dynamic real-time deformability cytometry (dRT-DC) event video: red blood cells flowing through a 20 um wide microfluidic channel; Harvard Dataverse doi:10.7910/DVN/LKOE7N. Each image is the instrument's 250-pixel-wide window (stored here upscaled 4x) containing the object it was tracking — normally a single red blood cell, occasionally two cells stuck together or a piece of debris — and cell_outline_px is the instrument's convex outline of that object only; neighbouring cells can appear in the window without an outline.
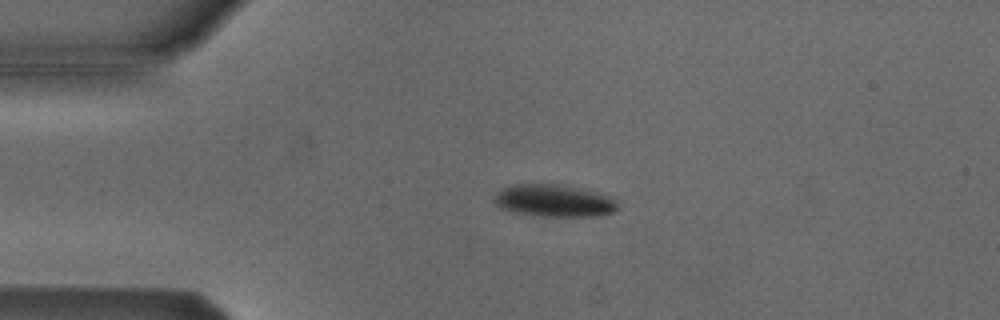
{"species": "Egyptian fruit bat (a non-hibernating species)", "species_latin": "Rousettus aegyptiacus", "temperature_condition": "cold", "stored_images_in_passage": 42, "camera_frame_rate_fps": 3000, "um_per_image_px": 0.085, "animal": {"sex": "male"}, "frame": {"image": 1, "passage_image": 1, "time_ms": 0.0, "image_size_px": [1000, 320], "cell_outline_px": [[616, 208], [612, 212], [596, 216], [540, 216], [512, 212], [500, 208], [492, 200], [496, 192], [512, 184], [556, 184], [580, 188], [612, 196], [616, 200]], "centroid_in_image_um": [47.05, 17.05], "position_along_channel_um": 38.0, "area_um2": 23.24}}
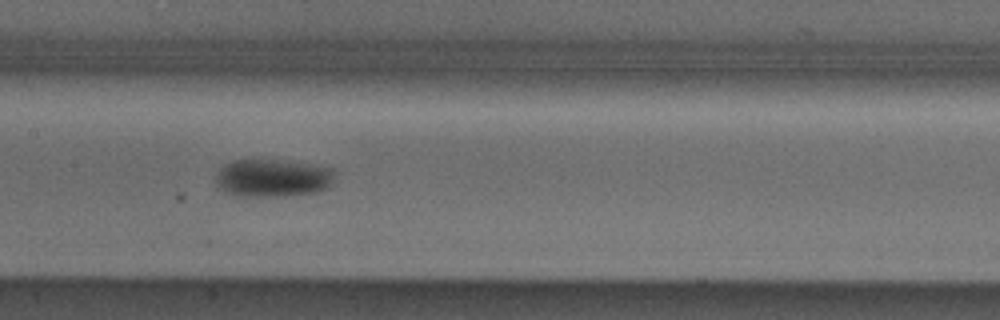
{"frame": {"image": 2, "passage_image": 15, "time_ms": 4.667, "image_size_px": [1000, 320], "cell_outline_px": [[332, 180], [328, 188], [316, 192], [284, 196], [236, 196], [216, 188], [216, 176], [220, 168], [224, 164], [232, 160], [276, 160], [312, 164], [332, 168]], "centroid_in_image_um": [23.12, 15.14], "position_along_channel_um": 184.3, "area_um2": 26.24}}
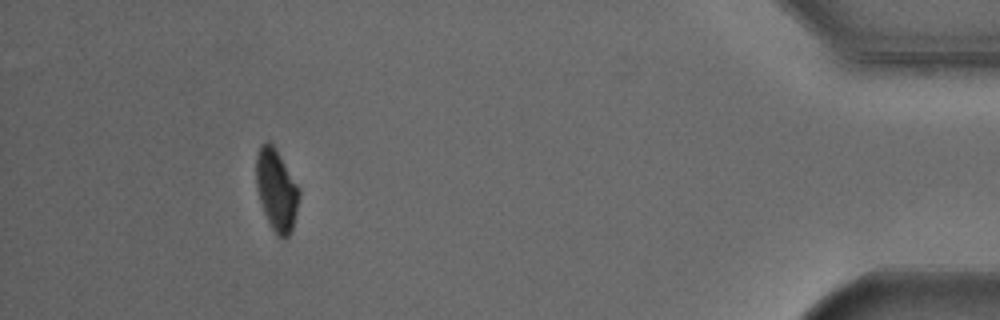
{"frame": {"image": 3, "passage_image": 38, "time_ms": 12.333, "image_size_px": [1000, 320], "cell_outline_px": [[300, 196], [292, 228], [288, 236], [284, 240], [272, 228], [264, 212], [260, 200], [256, 184], [256, 156], [260, 144], [264, 140], [272, 140], [300, 188]], "centroid_in_image_um": [23.5, 16.04], "position_along_channel_um": 411.7, "area_um2": 20.63}, "authors_computed_cell_mechanics": {"area_um2": 25.143, "velocity_mm_per_s": 3.8088, "shape_relaxation_time_tau1_ms": 2.6888, "shape_relaxation_time_tau2_ms": null, "deformation_change_tau1": 0.0882, "deformation_change_tau2": null}}